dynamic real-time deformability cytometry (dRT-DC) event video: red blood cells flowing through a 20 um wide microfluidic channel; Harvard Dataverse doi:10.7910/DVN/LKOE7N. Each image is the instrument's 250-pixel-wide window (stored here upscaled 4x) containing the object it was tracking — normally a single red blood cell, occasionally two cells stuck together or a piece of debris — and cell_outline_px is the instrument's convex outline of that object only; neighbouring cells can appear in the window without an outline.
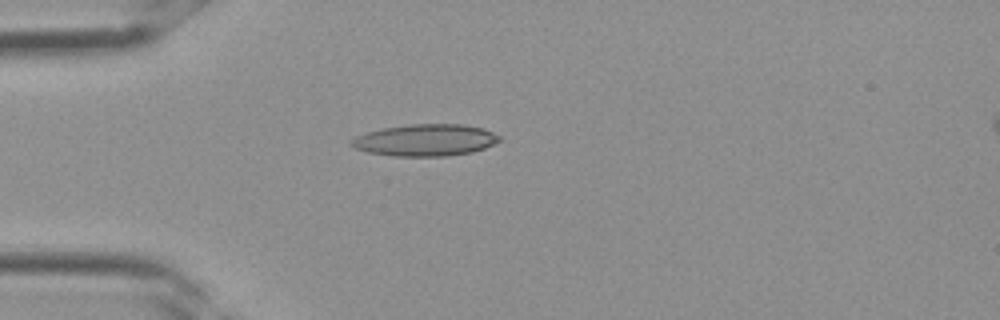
{"species": "Egyptian fruit bat (a non-hibernating species)", "species_latin": "Rousettus aegyptiacus", "temperature_condition": "room temperature", "stored_images_in_passage": 3, "camera_frame_rate_fps": 3000, "um_per_image_px": 0.085, "frame": {"image": 1, "passage_image": 3, "time_ms": 0.667, "image_size_px": [1000, 320], "cell_outline_px": [[500, 140], [484, 148], [472, 152], [448, 156], [392, 156], [368, 152], [356, 148], [348, 144], [356, 136], [380, 128], [408, 124], [464, 124], [484, 128], [500, 136]], "centroid_in_image_um": [36.15, 11.9], "position_along_channel_um": 48.9, "area_um2": 27.51}}